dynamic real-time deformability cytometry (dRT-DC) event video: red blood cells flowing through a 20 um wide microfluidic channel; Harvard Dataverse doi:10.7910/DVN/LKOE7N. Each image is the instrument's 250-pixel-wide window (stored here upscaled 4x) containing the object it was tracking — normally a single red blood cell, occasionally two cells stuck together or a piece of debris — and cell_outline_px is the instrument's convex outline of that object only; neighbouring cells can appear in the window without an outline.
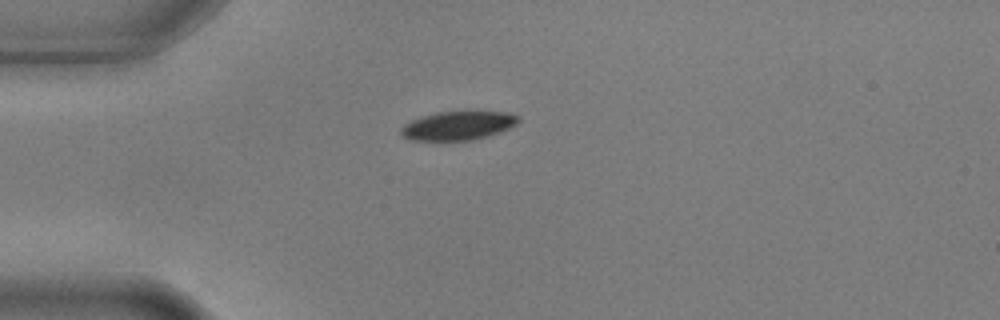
{"species": "common noctule bat (a hibernating species)", "species_latin": "Nyctalus noctula", "temperature_condition": "warm", "stored_images_in_passage": 6, "camera_frame_rate_fps": 3000, "um_per_image_px": 0.085, "animal": {"sex": "male", "body_mass_g": 17.9, "forearm_length_mm": 54.2}, "frame": {"image": 1, "passage_image": 1, "time_ms": 0.0, "image_size_px": [1000, 320], "cell_outline_px": [[520, 120], [516, 124], [508, 128], [488, 136], [472, 140], [412, 140], [400, 136], [400, 128], [404, 124], [420, 116], [436, 112], [468, 108], [508, 112], [520, 116]], "centroid_in_image_um": [38.96, 10.61], "position_along_channel_um": 46.0, "area_um2": 20.69}}
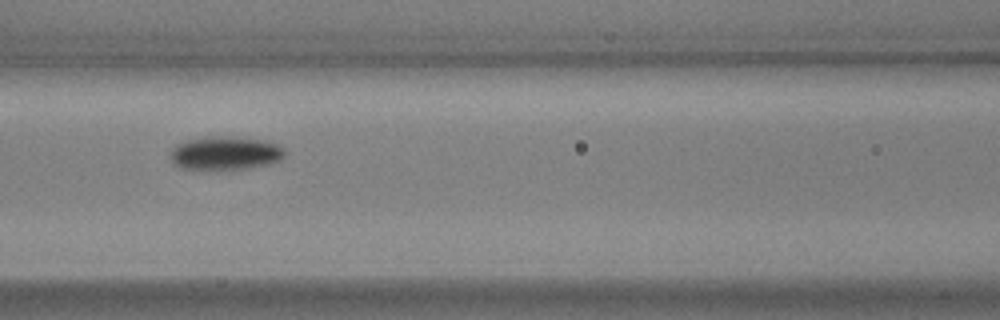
{"frame": {"image": 2, "passage_image": 4, "time_ms": 1.0, "image_size_px": [1000, 320], "cell_outline_px": [[284, 156], [280, 160], [268, 164], [248, 168], [216, 172], [212, 172], [180, 168], [172, 164], [168, 156], [172, 148], [176, 144], [188, 140], [212, 136], [220, 136], [264, 140], [276, 144], [284, 148]], "centroid_in_image_um": [19.06, 13.07], "position_along_channel_um": 147.5, "area_um2": 23.06}}
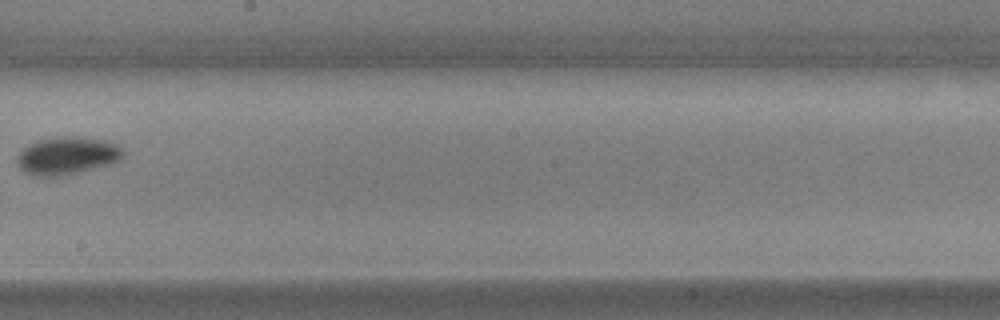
{"frame": {"image": 3, "passage_image": 6, "time_ms": 1.667, "image_size_px": [1000, 320], "cell_outline_px": [[124, 156], [120, 160], [112, 164], [60, 176], [36, 176], [24, 172], [16, 164], [16, 156], [24, 148], [40, 140], [64, 136], [76, 136], [104, 140], [120, 148], [124, 152]], "centroid_in_image_um": [5.69, 13.25], "position_along_channel_um": 242.5, "area_um2": 23.06}}